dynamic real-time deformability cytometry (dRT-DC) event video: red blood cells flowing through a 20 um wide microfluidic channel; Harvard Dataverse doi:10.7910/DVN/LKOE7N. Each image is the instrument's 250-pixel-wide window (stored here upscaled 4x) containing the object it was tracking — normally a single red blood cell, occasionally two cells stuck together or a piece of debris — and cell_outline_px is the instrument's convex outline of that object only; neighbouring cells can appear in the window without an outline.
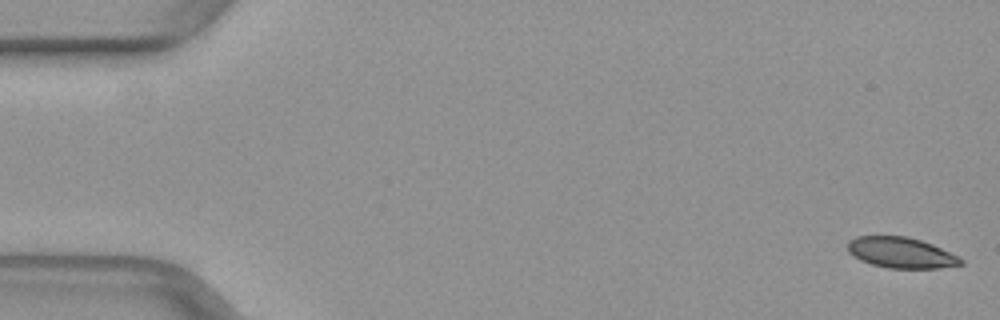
{"species": "common noctule bat (a hibernating species)", "species_latin": "Nyctalus noctula", "temperature_condition": "warm", "stored_images_in_passage": 24, "camera_frame_rate_fps": 3000, "um_per_image_px": 0.085, "animal": {"sex": "female", "body_mass_g": 29.2, "forearm_length_mm": 56.3}, "frame": {"image": 1, "passage_image": 1, "time_ms": 0.0, "image_size_px": [1000, 320], "cell_outline_px": [[964, 264], [940, 268], [888, 268], [872, 264], [860, 260], [848, 252], [848, 240], [856, 236], [908, 236], [932, 244], [960, 256], [964, 260]], "centroid_in_image_um": [76.61, 21.47], "position_along_channel_um": 8.4, "area_um2": 20.4}}
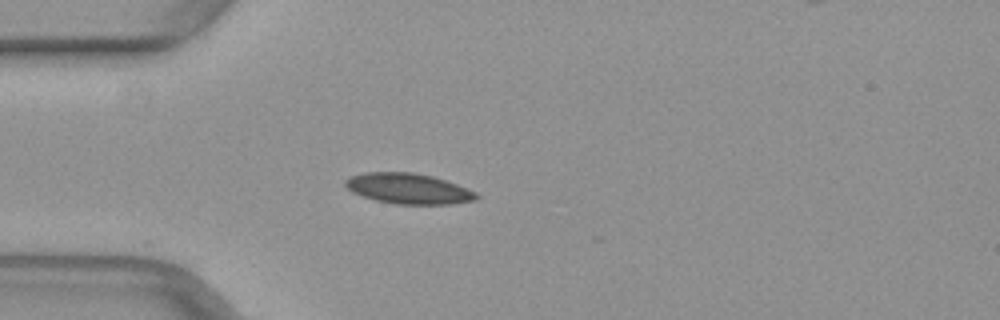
{"frame": {"image": 2, "passage_image": 14, "time_ms": 4.333, "image_size_px": [1000, 320], "cell_outline_px": [[480, 196], [476, 200], [452, 204], [396, 204], [376, 200], [352, 192], [344, 184], [344, 180], [352, 176], [364, 172], [412, 172], [432, 176], [456, 184], [476, 192]], "centroid_in_image_um": [34.72, 16.03], "position_along_channel_um": 50.3, "area_um2": 23.18}}
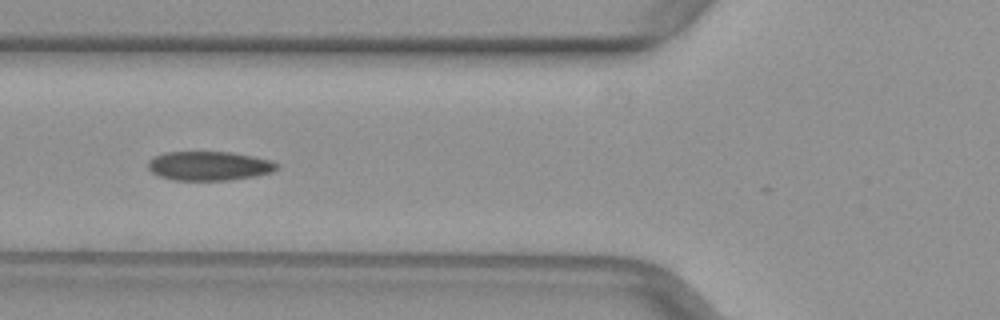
{"frame": {"image": 3, "passage_image": 19, "time_ms": 6.0, "image_size_px": [1000, 320], "cell_outline_px": [[280, 168], [272, 172], [256, 176], [232, 180], [172, 180], [160, 176], [152, 172], [148, 168], [148, 160], [152, 156], [164, 152], [232, 152], [272, 160], [280, 164]], "centroid_in_image_um": [17.8, 14.1], "position_along_channel_um": 108.0, "area_um2": 22.2}}